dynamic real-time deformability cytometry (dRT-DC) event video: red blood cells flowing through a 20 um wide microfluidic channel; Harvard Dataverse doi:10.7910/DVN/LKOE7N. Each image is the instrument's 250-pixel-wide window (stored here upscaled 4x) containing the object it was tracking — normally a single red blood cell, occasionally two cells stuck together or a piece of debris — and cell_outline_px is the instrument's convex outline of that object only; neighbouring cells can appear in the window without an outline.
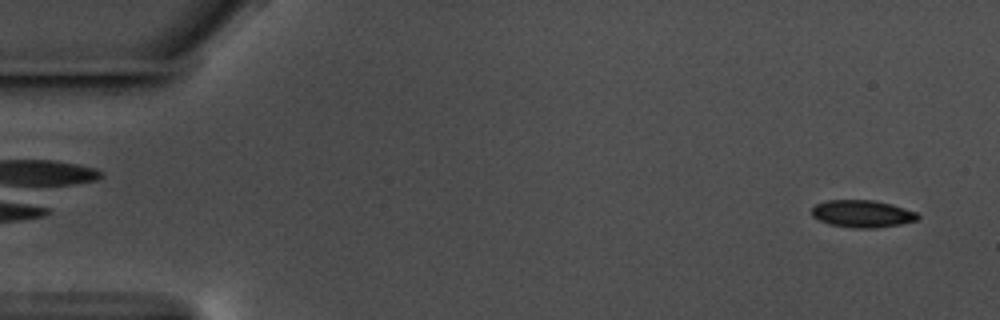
{"species": "common noctule bat (a hibernating species)", "species_latin": "Nyctalus noctula", "temperature_condition": "warm", "stored_images_in_passage": 56, "camera_frame_rate_fps": 3000, "um_per_image_px": 0.085, "animal": {"sex": "male", "body_mass_g": 17.5, "forearm_length_mm": 52.3}, "frame": {"image": 1, "passage_image": 2, "time_ms": 0.333, "image_size_px": [1000, 320], "cell_outline_px": [[920, 216], [916, 220], [900, 224], [876, 228], [852, 228], [828, 224], [812, 216], [812, 208], [816, 204], [828, 200], [872, 200], [892, 204], [916, 212]], "centroid_in_image_um": [73.28, 18.17], "position_along_channel_um": 11.7, "area_um2": 16.82}}
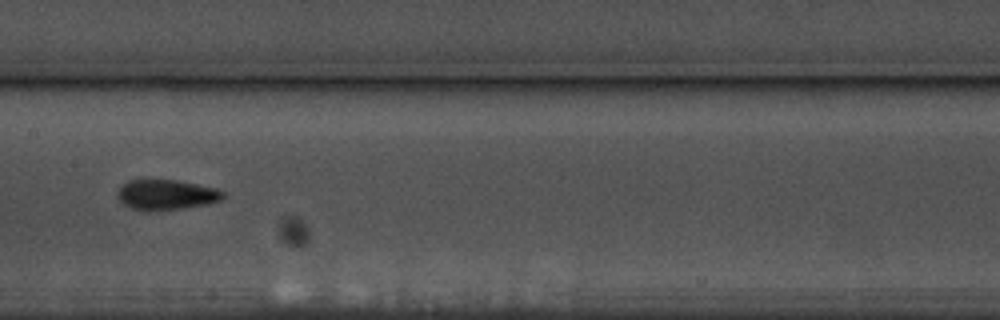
{"frame": {"image": 2, "passage_image": 28, "time_ms": 9.0, "image_size_px": [1000, 320], "cell_outline_px": [[228, 196], [220, 200], [208, 204], [184, 208], [148, 212], [132, 208], [124, 204], [120, 200], [116, 192], [128, 180], [176, 180], [216, 188], [224, 192]], "centroid_in_image_um": [14.16, 16.57], "position_along_channel_um": 193.2, "area_um2": 18.67}}
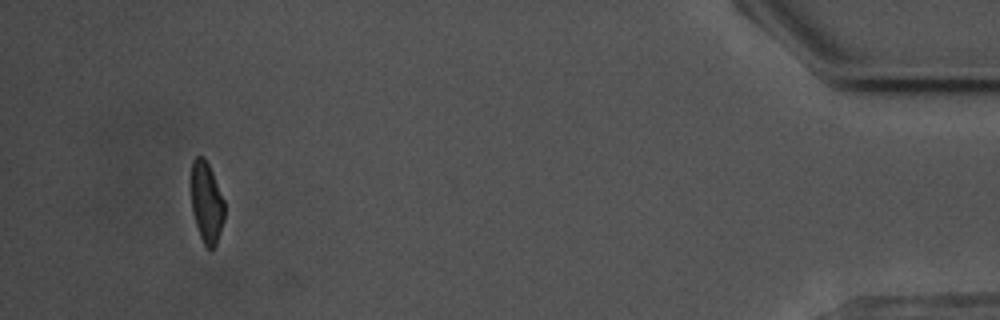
{"frame": {"image": 3, "passage_image": 53, "time_ms": 17.333, "image_size_px": [1000, 320], "cell_outline_px": [[224, 220], [216, 244], [212, 252], [204, 244], [200, 236], [196, 224], [192, 208], [192, 160], [196, 156], [204, 156], [212, 172], [224, 200]], "centroid_in_image_um": [17.57, 17.22], "position_along_channel_um": 417.6, "area_um2": 15.55}, "authors_computed_cell_mechanics": {"area_um2": 17.5423, "velocity_mm_per_s": 3.5713, "shape_relaxation_time_tau1_ms": 4.4507, "shape_relaxation_time_tau2_ms": 2.7914, "deformation_change_tau1": 0.1248, "deformation_change_tau2": 0.0834}}